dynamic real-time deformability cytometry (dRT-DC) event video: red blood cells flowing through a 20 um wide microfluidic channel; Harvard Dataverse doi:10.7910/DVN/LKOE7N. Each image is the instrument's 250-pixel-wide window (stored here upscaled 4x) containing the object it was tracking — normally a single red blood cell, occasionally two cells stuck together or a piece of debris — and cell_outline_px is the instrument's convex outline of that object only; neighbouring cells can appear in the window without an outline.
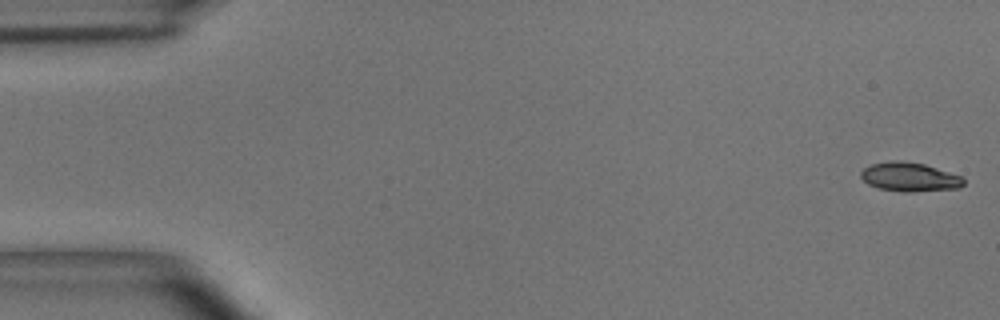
{"species": "common noctule bat (a hibernating species)", "species_latin": "Nyctalus noctula", "temperature_condition": "room temperature", "stored_images_in_passage": 54, "camera_frame_rate_fps": 3000, "um_per_image_px": 0.085, "animal": {"sex": "male", "body_mass_g": 15.6}, "frame": {"image": 1, "passage_image": 1, "time_ms": 0.0, "image_size_px": [1000, 320], "cell_outline_px": [[964, 184], [960, 188], [904, 192], [880, 188], [868, 184], [860, 176], [860, 172], [864, 168], [872, 164], [888, 160], [900, 160], [924, 164], [960, 176], [964, 180]], "centroid_in_image_um": [77.29, 15.03], "position_along_channel_um": 7.7, "area_um2": 17.17}}
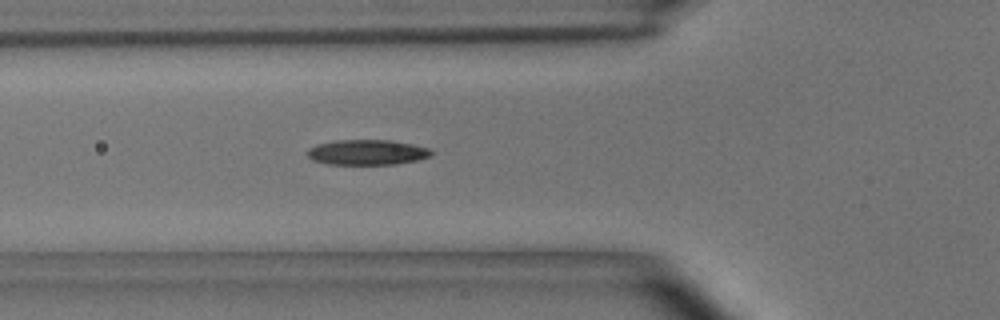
{"frame": {"image": 2, "passage_image": 19, "time_ms": 6.0, "image_size_px": [1000, 320], "cell_outline_px": [[432, 156], [416, 160], [396, 164], [328, 164], [312, 160], [304, 152], [308, 148], [316, 144], [332, 140], [392, 140], [412, 144], [428, 148], [432, 152]], "centroid_in_image_um": [31.15, 12.94], "position_along_channel_um": 94.7, "area_um2": 18.38}}
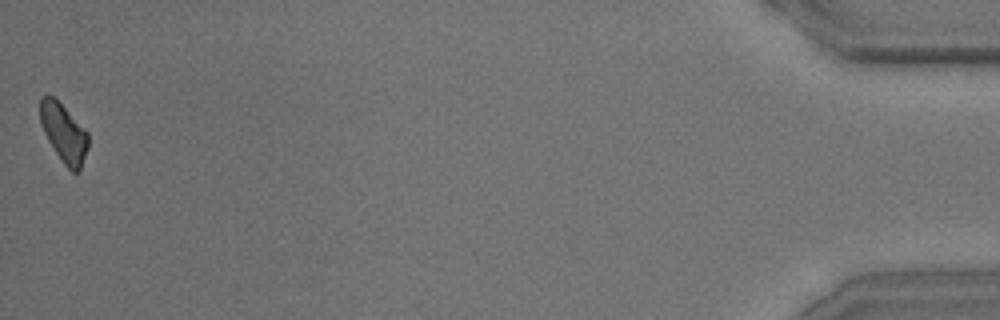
{"frame": {"image": 3, "passage_image": 54, "time_ms": 17.667, "image_size_px": [1000, 320], "cell_outline_px": [[88, 148], [80, 168], [76, 172], [72, 172], [64, 164], [48, 140], [40, 124], [40, 96], [52, 96], [88, 132]], "centroid_in_image_um": [5.41, 11.31], "position_along_channel_um": 429.8, "area_um2": 15.95}, "authors_computed_cell_mechanics": {"area_um2": 17.629, "velocity_mm_per_s": 3.6749, "shape_relaxation_time_tau1_ms": 4.1136, "shape_relaxation_time_tau2_ms": 7.9712, "deformation_change_tau1": 0.1153, "deformation_change_tau2": 0.1477}}